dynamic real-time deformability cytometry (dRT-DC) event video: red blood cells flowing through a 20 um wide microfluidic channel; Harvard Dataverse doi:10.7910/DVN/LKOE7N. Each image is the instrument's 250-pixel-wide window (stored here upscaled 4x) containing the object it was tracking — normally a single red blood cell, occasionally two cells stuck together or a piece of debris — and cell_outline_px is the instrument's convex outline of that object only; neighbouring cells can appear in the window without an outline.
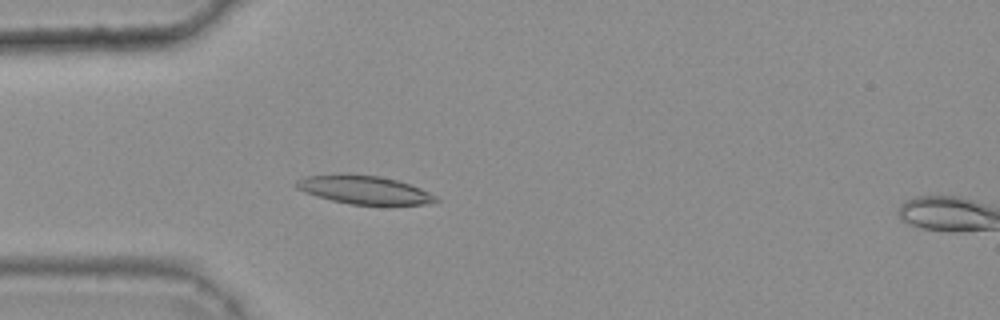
{"species": "common noctule bat (a hibernating species)", "species_latin": "Nyctalus noctula", "temperature_condition": "warm", "stored_images_in_passage": 4, "camera_frame_rate_fps": 3000, "um_per_image_px": 0.085, "animal": {"sex": "female", "body_mass_g": 25.1}, "frame": {"image": 1, "passage_image": 4, "time_ms": 1.0, "image_size_px": [1000, 320], "cell_outline_px": [[440, 200], [424, 204], [348, 204], [316, 196], [304, 192], [296, 188], [292, 184], [296, 180], [308, 176], [380, 176], [396, 180], [420, 188], [436, 196]], "centroid_in_image_um": [30.94, 16.16], "position_along_channel_um": 54.1, "area_um2": 22.14}}